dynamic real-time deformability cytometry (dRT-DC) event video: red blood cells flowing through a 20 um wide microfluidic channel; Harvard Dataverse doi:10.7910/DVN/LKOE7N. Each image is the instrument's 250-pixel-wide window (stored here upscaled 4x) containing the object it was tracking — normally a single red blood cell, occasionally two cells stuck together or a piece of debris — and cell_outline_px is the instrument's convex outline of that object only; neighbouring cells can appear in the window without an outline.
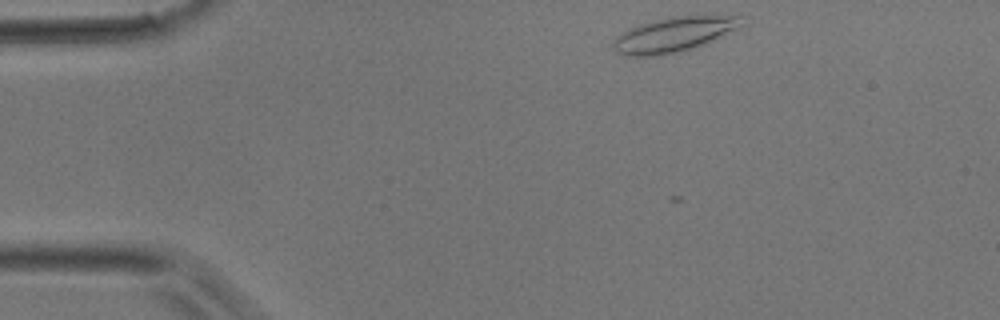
{"species": "common noctule bat (a hibernating species)", "species_latin": "Nyctalus noctula", "temperature_condition": "room temperature", "stored_images_in_passage": 3, "camera_frame_rate_fps": 3000, "um_per_image_px": 0.085, "animal": {"sex": "male", "body_mass_g": 17.9}, "frame": {"image": 1, "passage_image": 1, "time_ms": 0.0, "image_size_px": [1000, 320], "cell_outline_px": [[748, 24], [740, 28], [692, 48], [676, 52], [652, 56], [628, 56], [616, 52], [612, 48], [612, 40], [616, 36], [640, 24], [672, 16], [740, 16]], "centroid_in_image_um": [57.28, 2.93], "position_along_channel_um": 27.7, "area_um2": 25.72}}